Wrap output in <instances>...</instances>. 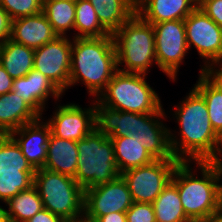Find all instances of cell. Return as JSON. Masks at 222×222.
<instances>
[{"mask_svg": "<svg viewBox=\"0 0 222 222\" xmlns=\"http://www.w3.org/2000/svg\"><path fill=\"white\" fill-rule=\"evenodd\" d=\"M177 106L174 116L180 125L179 140L169 131L173 157L180 162L213 161L217 156L221 137L211 125L204 98L193 88Z\"/></svg>", "mask_w": 222, "mask_h": 222, "instance_id": "obj_1", "label": "cell"}, {"mask_svg": "<svg viewBox=\"0 0 222 222\" xmlns=\"http://www.w3.org/2000/svg\"><path fill=\"white\" fill-rule=\"evenodd\" d=\"M69 87L84 83L88 93L98 97L118 71L113 35L101 38H73Z\"/></svg>", "mask_w": 222, "mask_h": 222, "instance_id": "obj_2", "label": "cell"}, {"mask_svg": "<svg viewBox=\"0 0 222 222\" xmlns=\"http://www.w3.org/2000/svg\"><path fill=\"white\" fill-rule=\"evenodd\" d=\"M190 163L179 162L171 181L177 186L186 216L192 222H206L218 212L222 168L212 161L195 162L202 172L200 178L195 176Z\"/></svg>", "mask_w": 222, "mask_h": 222, "instance_id": "obj_3", "label": "cell"}, {"mask_svg": "<svg viewBox=\"0 0 222 222\" xmlns=\"http://www.w3.org/2000/svg\"><path fill=\"white\" fill-rule=\"evenodd\" d=\"M113 38L119 71L147 74L153 62L157 65L153 25L137 13L113 34ZM122 63L124 68H119Z\"/></svg>", "mask_w": 222, "mask_h": 222, "instance_id": "obj_4", "label": "cell"}, {"mask_svg": "<svg viewBox=\"0 0 222 222\" xmlns=\"http://www.w3.org/2000/svg\"><path fill=\"white\" fill-rule=\"evenodd\" d=\"M145 77L146 74L118 70L95 99L101 105L120 111L155 113L163 106L158 94L147 83Z\"/></svg>", "mask_w": 222, "mask_h": 222, "instance_id": "obj_5", "label": "cell"}, {"mask_svg": "<svg viewBox=\"0 0 222 222\" xmlns=\"http://www.w3.org/2000/svg\"><path fill=\"white\" fill-rule=\"evenodd\" d=\"M33 186L45 209L67 222L83 221L84 189L73 177L40 168L35 171Z\"/></svg>", "mask_w": 222, "mask_h": 222, "instance_id": "obj_6", "label": "cell"}, {"mask_svg": "<svg viewBox=\"0 0 222 222\" xmlns=\"http://www.w3.org/2000/svg\"><path fill=\"white\" fill-rule=\"evenodd\" d=\"M78 166L75 181L85 190L113 181L121 174L111 138L94 129L77 142Z\"/></svg>", "mask_w": 222, "mask_h": 222, "instance_id": "obj_7", "label": "cell"}, {"mask_svg": "<svg viewBox=\"0 0 222 222\" xmlns=\"http://www.w3.org/2000/svg\"><path fill=\"white\" fill-rule=\"evenodd\" d=\"M35 169L16 141L8 134L0 142V200L6 203L33 186Z\"/></svg>", "mask_w": 222, "mask_h": 222, "instance_id": "obj_8", "label": "cell"}, {"mask_svg": "<svg viewBox=\"0 0 222 222\" xmlns=\"http://www.w3.org/2000/svg\"><path fill=\"white\" fill-rule=\"evenodd\" d=\"M188 49L195 47L205 59L203 71L222 63V28L197 6L185 19ZM214 65V66H213Z\"/></svg>", "mask_w": 222, "mask_h": 222, "instance_id": "obj_9", "label": "cell"}, {"mask_svg": "<svg viewBox=\"0 0 222 222\" xmlns=\"http://www.w3.org/2000/svg\"><path fill=\"white\" fill-rule=\"evenodd\" d=\"M179 162L178 159L154 160L148 165L121 173L128 185L133 202L152 204L171 180Z\"/></svg>", "mask_w": 222, "mask_h": 222, "instance_id": "obj_10", "label": "cell"}, {"mask_svg": "<svg viewBox=\"0 0 222 222\" xmlns=\"http://www.w3.org/2000/svg\"><path fill=\"white\" fill-rule=\"evenodd\" d=\"M157 66L173 81L188 53L184 20L153 24Z\"/></svg>", "mask_w": 222, "mask_h": 222, "instance_id": "obj_11", "label": "cell"}, {"mask_svg": "<svg viewBox=\"0 0 222 222\" xmlns=\"http://www.w3.org/2000/svg\"><path fill=\"white\" fill-rule=\"evenodd\" d=\"M128 185L120 175L113 181L84 190V222L111 212H126L133 204Z\"/></svg>", "mask_w": 222, "mask_h": 222, "instance_id": "obj_12", "label": "cell"}, {"mask_svg": "<svg viewBox=\"0 0 222 222\" xmlns=\"http://www.w3.org/2000/svg\"><path fill=\"white\" fill-rule=\"evenodd\" d=\"M58 36L40 48L34 49L33 69L46 76L63 94L69 87L72 41Z\"/></svg>", "mask_w": 222, "mask_h": 222, "instance_id": "obj_13", "label": "cell"}, {"mask_svg": "<svg viewBox=\"0 0 222 222\" xmlns=\"http://www.w3.org/2000/svg\"><path fill=\"white\" fill-rule=\"evenodd\" d=\"M165 116L163 108L155 113H135L130 131V136L135 137L156 160L176 159L170 148V129L160 121Z\"/></svg>", "mask_w": 222, "mask_h": 222, "instance_id": "obj_14", "label": "cell"}, {"mask_svg": "<svg viewBox=\"0 0 222 222\" xmlns=\"http://www.w3.org/2000/svg\"><path fill=\"white\" fill-rule=\"evenodd\" d=\"M92 105L84 110L75 103L59 105L53 117L46 121L51 133L59 138L75 142L83 139L95 129L94 102Z\"/></svg>", "mask_w": 222, "mask_h": 222, "instance_id": "obj_15", "label": "cell"}, {"mask_svg": "<svg viewBox=\"0 0 222 222\" xmlns=\"http://www.w3.org/2000/svg\"><path fill=\"white\" fill-rule=\"evenodd\" d=\"M9 135L19 145L22 154L35 170L44 168L51 129L47 122L42 121L41 116L12 131ZM16 135L19 137L17 138Z\"/></svg>", "mask_w": 222, "mask_h": 222, "instance_id": "obj_16", "label": "cell"}, {"mask_svg": "<svg viewBox=\"0 0 222 222\" xmlns=\"http://www.w3.org/2000/svg\"><path fill=\"white\" fill-rule=\"evenodd\" d=\"M12 91L41 117L49 96L59 99L62 92L41 72L32 69L26 76L13 80Z\"/></svg>", "mask_w": 222, "mask_h": 222, "instance_id": "obj_17", "label": "cell"}, {"mask_svg": "<svg viewBox=\"0 0 222 222\" xmlns=\"http://www.w3.org/2000/svg\"><path fill=\"white\" fill-rule=\"evenodd\" d=\"M58 37L43 11L12 20L10 40L32 49L40 48Z\"/></svg>", "mask_w": 222, "mask_h": 222, "instance_id": "obj_18", "label": "cell"}, {"mask_svg": "<svg viewBox=\"0 0 222 222\" xmlns=\"http://www.w3.org/2000/svg\"><path fill=\"white\" fill-rule=\"evenodd\" d=\"M197 0H136V13L150 24L184 20L196 7Z\"/></svg>", "mask_w": 222, "mask_h": 222, "instance_id": "obj_19", "label": "cell"}, {"mask_svg": "<svg viewBox=\"0 0 222 222\" xmlns=\"http://www.w3.org/2000/svg\"><path fill=\"white\" fill-rule=\"evenodd\" d=\"M78 166L77 142L50 135L47 145L46 170L75 177Z\"/></svg>", "mask_w": 222, "mask_h": 222, "instance_id": "obj_20", "label": "cell"}, {"mask_svg": "<svg viewBox=\"0 0 222 222\" xmlns=\"http://www.w3.org/2000/svg\"><path fill=\"white\" fill-rule=\"evenodd\" d=\"M39 117L40 115L13 91L0 95V131L7 135Z\"/></svg>", "mask_w": 222, "mask_h": 222, "instance_id": "obj_21", "label": "cell"}, {"mask_svg": "<svg viewBox=\"0 0 222 222\" xmlns=\"http://www.w3.org/2000/svg\"><path fill=\"white\" fill-rule=\"evenodd\" d=\"M95 129L112 137H127L132 131L134 112L120 111L99 104L96 99L94 103Z\"/></svg>", "mask_w": 222, "mask_h": 222, "instance_id": "obj_22", "label": "cell"}, {"mask_svg": "<svg viewBox=\"0 0 222 222\" xmlns=\"http://www.w3.org/2000/svg\"><path fill=\"white\" fill-rule=\"evenodd\" d=\"M199 73L193 88L204 98L211 125L222 137V83L210 71L201 69Z\"/></svg>", "mask_w": 222, "mask_h": 222, "instance_id": "obj_23", "label": "cell"}, {"mask_svg": "<svg viewBox=\"0 0 222 222\" xmlns=\"http://www.w3.org/2000/svg\"><path fill=\"white\" fill-rule=\"evenodd\" d=\"M94 7L101 25L114 34L136 13V0H88Z\"/></svg>", "mask_w": 222, "mask_h": 222, "instance_id": "obj_24", "label": "cell"}, {"mask_svg": "<svg viewBox=\"0 0 222 222\" xmlns=\"http://www.w3.org/2000/svg\"><path fill=\"white\" fill-rule=\"evenodd\" d=\"M115 161L119 173L129 169L145 166L156 160L135 137H112L111 138Z\"/></svg>", "mask_w": 222, "mask_h": 222, "instance_id": "obj_25", "label": "cell"}, {"mask_svg": "<svg viewBox=\"0 0 222 222\" xmlns=\"http://www.w3.org/2000/svg\"><path fill=\"white\" fill-rule=\"evenodd\" d=\"M0 64L13 79L24 77L33 69L34 49L7 39L1 44Z\"/></svg>", "mask_w": 222, "mask_h": 222, "instance_id": "obj_26", "label": "cell"}, {"mask_svg": "<svg viewBox=\"0 0 222 222\" xmlns=\"http://www.w3.org/2000/svg\"><path fill=\"white\" fill-rule=\"evenodd\" d=\"M156 222H192L185 214L177 186L170 180L152 202Z\"/></svg>", "mask_w": 222, "mask_h": 222, "instance_id": "obj_27", "label": "cell"}, {"mask_svg": "<svg viewBox=\"0 0 222 222\" xmlns=\"http://www.w3.org/2000/svg\"><path fill=\"white\" fill-rule=\"evenodd\" d=\"M74 29L77 34L73 38H101L111 35L100 23L93 5L88 0H75Z\"/></svg>", "mask_w": 222, "mask_h": 222, "instance_id": "obj_28", "label": "cell"}, {"mask_svg": "<svg viewBox=\"0 0 222 222\" xmlns=\"http://www.w3.org/2000/svg\"><path fill=\"white\" fill-rule=\"evenodd\" d=\"M43 13L58 36L74 30L75 0H43Z\"/></svg>", "mask_w": 222, "mask_h": 222, "instance_id": "obj_29", "label": "cell"}, {"mask_svg": "<svg viewBox=\"0 0 222 222\" xmlns=\"http://www.w3.org/2000/svg\"><path fill=\"white\" fill-rule=\"evenodd\" d=\"M10 222H26L44 206L37 189L31 186L28 190L21 191L6 202Z\"/></svg>", "mask_w": 222, "mask_h": 222, "instance_id": "obj_30", "label": "cell"}, {"mask_svg": "<svg viewBox=\"0 0 222 222\" xmlns=\"http://www.w3.org/2000/svg\"><path fill=\"white\" fill-rule=\"evenodd\" d=\"M0 6L14 20L41 13L43 0H0Z\"/></svg>", "mask_w": 222, "mask_h": 222, "instance_id": "obj_31", "label": "cell"}, {"mask_svg": "<svg viewBox=\"0 0 222 222\" xmlns=\"http://www.w3.org/2000/svg\"><path fill=\"white\" fill-rule=\"evenodd\" d=\"M127 222H156L153 205L134 202L126 211Z\"/></svg>", "mask_w": 222, "mask_h": 222, "instance_id": "obj_32", "label": "cell"}, {"mask_svg": "<svg viewBox=\"0 0 222 222\" xmlns=\"http://www.w3.org/2000/svg\"><path fill=\"white\" fill-rule=\"evenodd\" d=\"M198 7L222 28V0H197Z\"/></svg>", "mask_w": 222, "mask_h": 222, "instance_id": "obj_33", "label": "cell"}, {"mask_svg": "<svg viewBox=\"0 0 222 222\" xmlns=\"http://www.w3.org/2000/svg\"><path fill=\"white\" fill-rule=\"evenodd\" d=\"M11 18L8 13L0 6V43H4L10 39L11 34Z\"/></svg>", "mask_w": 222, "mask_h": 222, "instance_id": "obj_34", "label": "cell"}, {"mask_svg": "<svg viewBox=\"0 0 222 222\" xmlns=\"http://www.w3.org/2000/svg\"><path fill=\"white\" fill-rule=\"evenodd\" d=\"M26 222H67L61 216L43 208Z\"/></svg>", "mask_w": 222, "mask_h": 222, "instance_id": "obj_35", "label": "cell"}, {"mask_svg": "<svg viewBox=\"0 0 222 222\" xmlns=\"http://www.w3.org/2000/svg\"><path fill=\"white\" fill-rule=\"evenodd\" d=\"M13 78L6 72L4 67L0 64V95L12 91Z\"/></svg>", "mask_w": 222, "mask_h": 222, "instance_id": "obj_36", "label": "cell"}, {"mask_svg": "<svg viewBox=\"0 0 222 222\" xmlns=\"http://www.w3.org/2000/svg\"><path fill=\"white\" fill-rule=\"evenodd\" d=\"M94 222H127L126 212H111L98 217Z\"/></svg>", "mask_w": 222, "mask_h": 222, "instance_id": "obj_37", "label": "cell"}, {"mask_svg": "<svg viewBox=\"0 0 222 222\" xmlns=\"http://www.w3.org/2000/svg\"><path fill=\"white\" fill-rule=\"evenodd\" d=\"M218 69L212 68L210 72L222 83V63L218 64Z\"/></svg>", "mask_w": 222, "mask_h": 222, "instance_id": "obj_38", "label": "cell"}, {"mask_svg": "<svg viewBox=\"0 0 222 222\" xmlns=\"http://www.w3.org/2000/svg\"><path fill=\"white\" fill-rule=\"evenodd\" d=\"M220 155H221V158H219ZM212 162L217 164L218 166H220L222 168V137H221V140H220V147H219L217 156Z\"/></svg>", "mask_w": 222, "mask_h": 222, "instance_id": "obj_39", "label": "cell"}, {"mask_svg": "<svg viewBox=\"0 0 222 222\" xmlns=\"http://www.w3.org/2000/svg\"><path fill=\"white\" fill-rule=\"evenodd\" d=\"M0 222H10L8 212L0 206Z\"/></svg>", "mask_w": 222, "mask_h": 222, "instance_id": "obj_40", "label": "cell"}, {"mask_svg": "<svg viewBox=\"0 0 222 222\" xmlns=\"http://www.w3.org/2000/svg\"><path fill=\"white\" fill-rule=\"evenodd\" d=\"M206 222H222V215H220L218 212L214 214L210 219H208Z\"/></svg>", "mask_w": 222, "mask_h": 222, "instance_id": "obj_41", "label": "cell"}, {"mask_svg": "<svg viewBox=\"0 0 222 222\" xmlns=\"http://www.w3.org/2000/svg\"><path fill=\"white\" fill-rule=\"evenodd\" d=\"M218 213L222 215V184L219 189Z\"/></svg>", "mask_w": 222, "mask_h": 222, "instance_id": "obj_42", "label": "cell"}, {"mask_svg": "<svg viewBox=\"0 0 222 222\" xmlns=\"http://www.w3.org/2000/svg\"><path fill=\"white\" fill-rule=\"evenodd\" d=\"M7 134L3 131H0V142Z\"/></svg>", "mask_w": 222, "mask_h": 222, "instance_id": "obj_43", "label": "cell"}]
</instances>
